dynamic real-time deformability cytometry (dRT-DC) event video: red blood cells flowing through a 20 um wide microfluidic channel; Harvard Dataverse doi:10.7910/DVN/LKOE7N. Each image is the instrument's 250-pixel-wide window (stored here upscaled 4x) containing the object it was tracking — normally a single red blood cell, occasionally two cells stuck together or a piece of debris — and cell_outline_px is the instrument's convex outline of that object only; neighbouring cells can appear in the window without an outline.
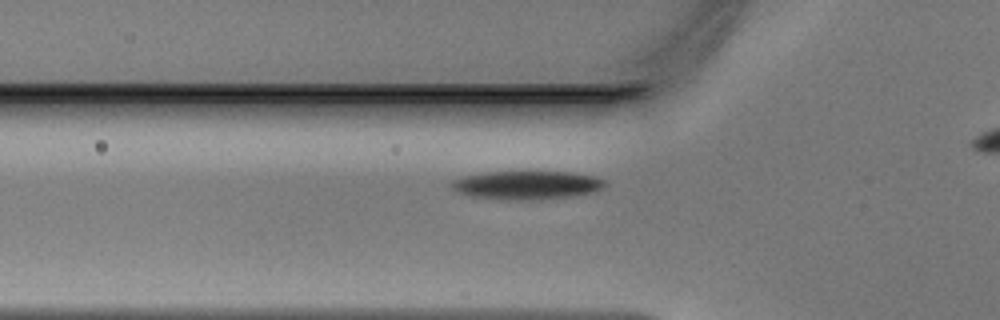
{"species": "Egyptian fruit bat (a non-hibernating species)", "species_latin": "Rousettus aegyptiacus", "temperature_condition": "warm", "stored_images_in_passage": 34, "camera_frame_rate_fps": 3000, "um_per_image_px": 0.085, "animal": {"sex": "male"}, "frame": {"image": 1, "passage_image": 8, "time_ms": 2.333, "image_size_px": [1000, 320], "cell_outline_px": [[604, 184], [600, 188], [592, 192], [568, 196], [520, 200], [472, 196], [460, 192], [452, 188], [452, 180], [464, 176], [484, 172], [572, 172], [592, 176], [604, 180]], "centroid_in_image_um": [44.74, 15.71], "position_along_channel_um": 81.1, "area_um2": 24.62}}
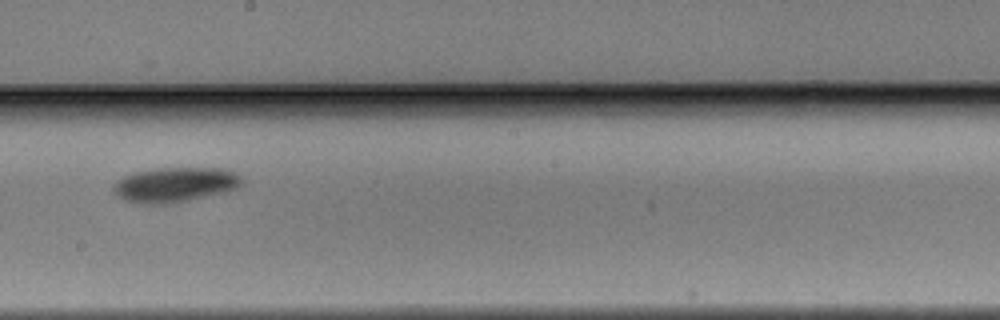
{"frame": {"image": 2, "passage_image": 19, "time_ms": 6.0, "image_size_px": [1000, 320], "cell_outline_px": [[244, 184], [228, 192], [172, 204], [132, 204], [116, 196], [112, 188], [124, 176], [136, 172], [156, 168], [228, 168], [240, 176], [244, 180]], "centroid_in_image_um": [14.92, 15.72], "position_along_channel_um": 233.3, "area_um2": 26.59}}
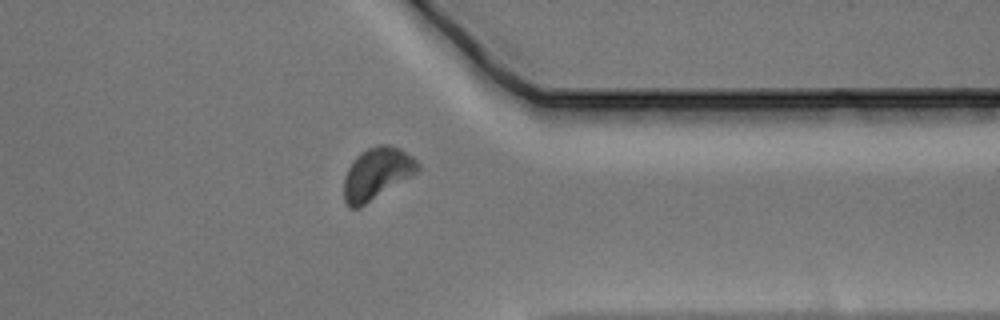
{"frame": {"image": 3, "passage_image": 30, "time_ms": 9.667, "image_size_px": [1000, 320], "cell_outline_px": [[420, 168], [412, 176], [360, 208], [348, 208], [344, 200], [344, 176], [352, 160], [360, 152], [368, 148], [380, 144], [388, 144], [400, 148], [412, 156], [420, 164]], "centroid_in_image_um": [32.02, 14.76], "position_along_channel_um": 379.4, "area_um2": 22.54}}